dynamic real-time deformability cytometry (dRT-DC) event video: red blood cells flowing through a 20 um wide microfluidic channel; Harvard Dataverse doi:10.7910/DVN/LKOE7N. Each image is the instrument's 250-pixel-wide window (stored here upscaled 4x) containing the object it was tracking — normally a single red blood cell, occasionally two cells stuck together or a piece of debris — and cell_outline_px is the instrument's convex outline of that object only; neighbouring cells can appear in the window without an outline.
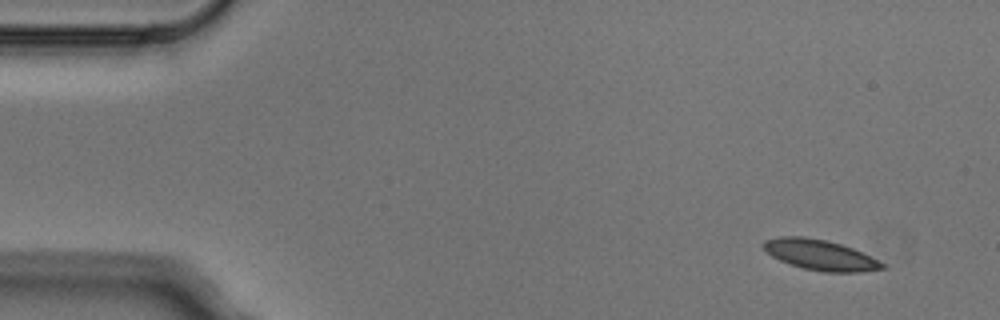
{"species": "Egyptian fruit bat (a non-hibernating species)", "species_latin": "Rousettus aegyptiacus", "temperature_condition": "cold", "stored_images_in_passage": 4, "camera_frame_rate_fps": 3000, "um_per_image_px": 0.085, "animal": {"sex": "male"}, "frame": {"image": 1, "passage_image": 1, "time_ms": 0.0, "image_size_px": [1000, 320], "cell_outline_px": [[888, 268], [860, 272], [824, 272], [804, 268], [780, 260], [772, 256], [764, 248], [764, 240], [780, 236], [804, 236], [824, 240], [840, 244], [852, 248], [884, 264]], "centroid_in_image_um": [69.71, 21.67], "position_along_channel_um": 15.3, "area_um2": 20.63}}
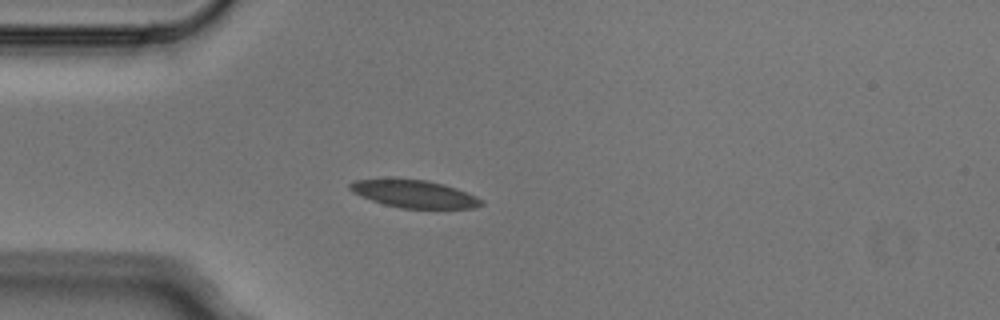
{"frame": {"image": 2, "passage_image": 4, "time_ms": 1.0, "image_size_px": [1000, 320], "cell_outline_px": [[484, 204], [472, 208], [400, 208], [384, 204], [372, 200], [352, 192], [348, 188], [348, 184], [356, 180], [428, 180], [444, 184], [456, 188], [476, 196]], "centroid_in_image_um": [35.22, 16.49], "position_along_channel_um": 49.8, "area_um2": 20.58}}